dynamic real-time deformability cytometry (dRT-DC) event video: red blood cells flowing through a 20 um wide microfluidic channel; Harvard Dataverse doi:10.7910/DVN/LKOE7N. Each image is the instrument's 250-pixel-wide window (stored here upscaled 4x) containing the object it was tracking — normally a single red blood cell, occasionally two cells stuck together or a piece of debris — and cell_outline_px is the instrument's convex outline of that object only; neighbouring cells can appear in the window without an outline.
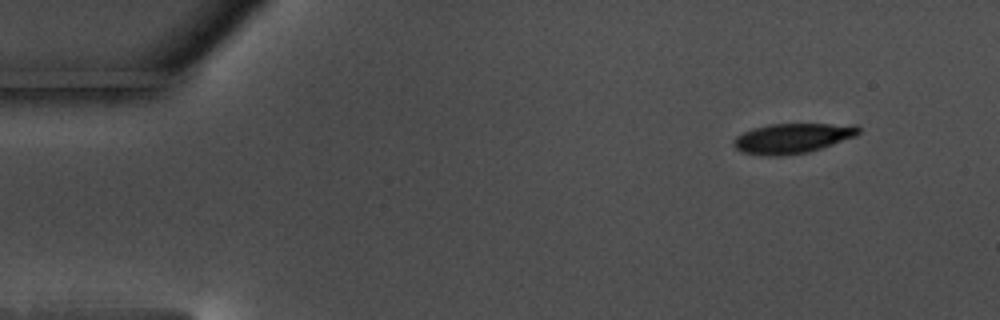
{"species": "common noctule bat (a hibernating species)", "species_latin": "Nyctalus noctula", "temperature_condition": "warm", "stored_images_in_passage": 7, "camera_frame_rate_fps": 3000, "um_per_image_px": 0.085, "animal": {"sex": "male", "body_mass_g": 17.5, "forearm_length_mm": 52.3}, "frame": {"image": 1, "passage_image": 1, "time_ms": 0.0, "image_size_px": [1000, 320], "cell_outline_px": [[860, 132], [856, 136], [808, 152], [780, 156], [760, 156], [744, 152], [736, 148], [732, 144], [732, 140], [736, 136], [752, 128], [768, 124], [856, 124], [860, 128]], "centroid_in_image_um": [67.33, 11.75], "position_along_channel_um": 17.7, "area_um2": 21.91}}